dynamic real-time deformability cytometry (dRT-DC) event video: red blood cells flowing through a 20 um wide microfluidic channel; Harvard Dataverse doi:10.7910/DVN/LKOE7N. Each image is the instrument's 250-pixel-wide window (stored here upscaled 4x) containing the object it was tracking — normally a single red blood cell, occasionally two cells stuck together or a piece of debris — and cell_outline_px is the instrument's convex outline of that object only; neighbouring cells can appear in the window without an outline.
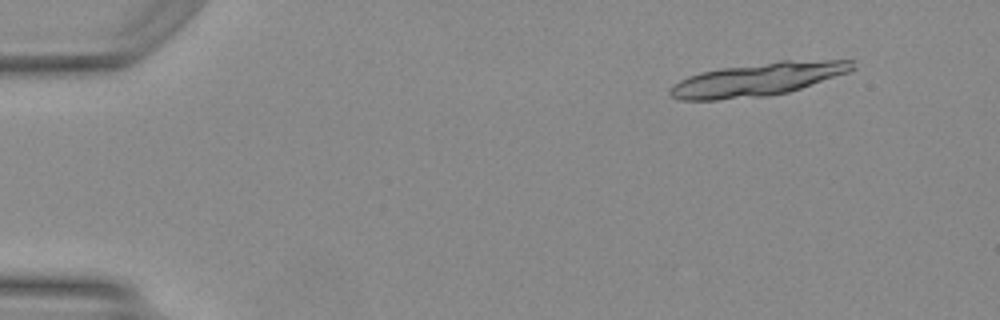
{"species": "Egyptian fruit bat (a non-hibernating species)", "species_latin": "Rousettus aegyptiacus", "temperature_condition": "warm", "stored_images_in_passage": 15, "camera_frame_rate_fps": 3000, "um_per_image_px": 0.085, "animal": {"sex": "female"}, "frame": {"image": 1, "passage_image": 3, "time_ms": 0.667, "image_size_px": [1000, 320], "cell_outline_px": [[856, 68], [848, 72], [788, 92], [768, 96], [716, 100], [680, 100], [672, 96], [668, 92], [668, 88], [680, 80], [688, 76], [700, 72], [720, 68], [780, 60], [852, 60]], "centroid_in_image_um": [64.37, 6.74], "position_along_channel_um": 20.6, "area_um2": 35.26}}